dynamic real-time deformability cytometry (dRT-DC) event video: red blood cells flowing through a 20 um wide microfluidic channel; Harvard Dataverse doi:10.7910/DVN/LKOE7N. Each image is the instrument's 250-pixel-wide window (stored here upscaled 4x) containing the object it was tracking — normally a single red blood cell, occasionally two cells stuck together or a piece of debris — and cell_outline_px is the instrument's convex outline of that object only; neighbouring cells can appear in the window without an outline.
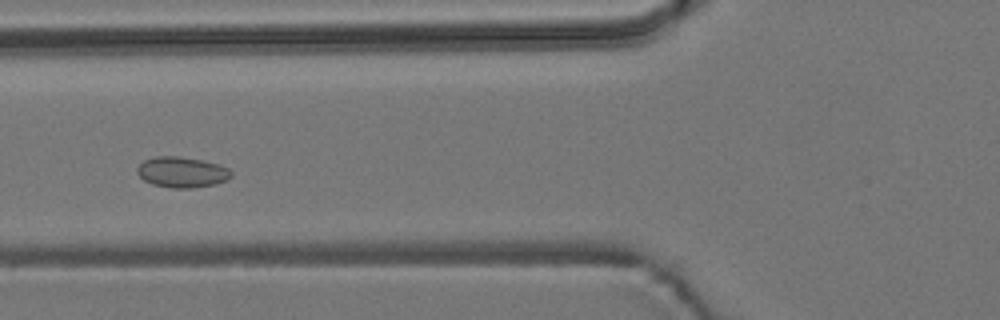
{"species": "common noctule bat (a hibernating species)", "species_latin": "Nyctalus noctula", "temperature_condition": "room temperature", "stored_images_in_passage": 48, "camera_frame_rate_fps": 3000, "um_per_image_px": 0.085, "animal": {"sex": "male", "body_mass_g": 19.2, "forearm_length_mm": 51.8}, "frame": {"image": 1, "passage_image": 12, "time_ms": 3.667, "image_size_px": [1000, 320], "cell_outline_px": [[232, 176], [228, 180], [216, 184], [192, 188], [172, 188], [152, 184], [144, 180], [136, 172], [136, 168], [144, 160], [156, 156], [180, 156], [220, 164], [228, 168], [232, 172]], "centroid_in_image_um": [15.48, 14.63], "position_along_channel_um": 110.3, "area_um2": 16.94}}
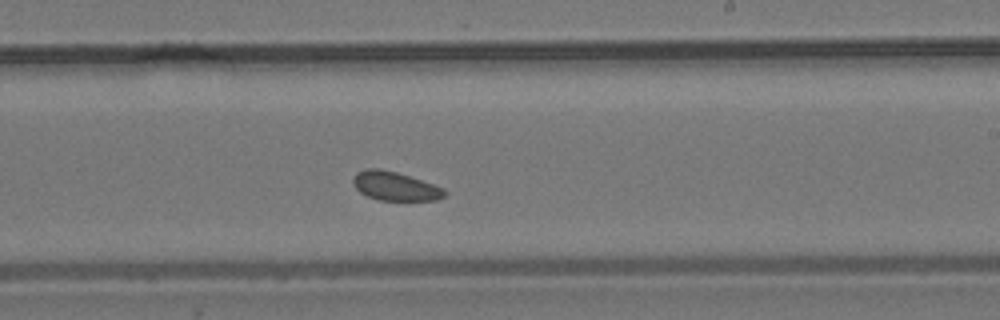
{"frame": {"image": 2, "passage_image": 24, "time_ms": 7.667, "image_size_px": [1000, 320], "cell_outline_px": [[448, 192], [444, 196], [436, 200], [380, 200], [368, 196], [360, 192], [352, 184], [352, 180], [356, 172], [368, 168], [380, 168], [396, 172], [444, 188]], "centroid_in_image_um": [33.56, 15.82], "position_along_channel_um": 255.4, "area_um2": 15.26}}
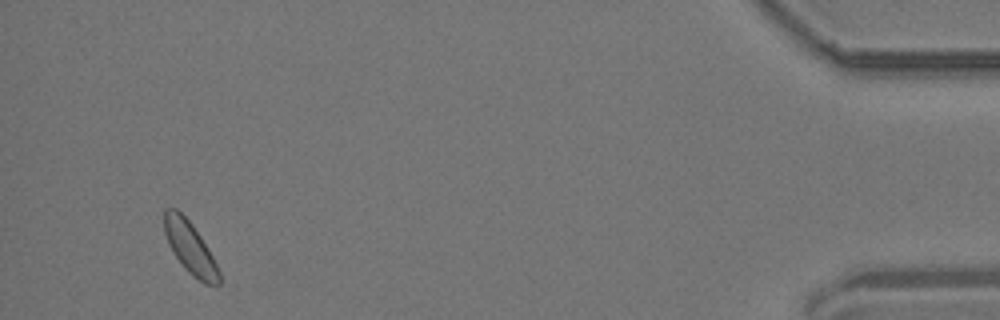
{"frame": {"image": 3, "passage_image": 44, "time_ms": 14.333, "image_size_px": [1000, 320], "cell_outline_px": [[220, 284], [204, 284], [192, 276], [184, 268], [168, 244], [164, 232], [164, 208], [176, 208], [192, 224], [200, 236], [212, 256], [220, 272]], "centroid_in_image_um": [16.14, 21.06], "position_along_channel_um": 419.1, "area_um2": 16.42}, "authors_computed_cell_mechanics": {"area_um2": 16.2418, "velocity_mm_per_s": 3.6281, "shape_relaxation_time_tau1_ms": null, "shape_relaxation_time_tau2_ms": 4.3111, "deformation_change_tau1": null, "deformation_change_tau2": 0.0708}}